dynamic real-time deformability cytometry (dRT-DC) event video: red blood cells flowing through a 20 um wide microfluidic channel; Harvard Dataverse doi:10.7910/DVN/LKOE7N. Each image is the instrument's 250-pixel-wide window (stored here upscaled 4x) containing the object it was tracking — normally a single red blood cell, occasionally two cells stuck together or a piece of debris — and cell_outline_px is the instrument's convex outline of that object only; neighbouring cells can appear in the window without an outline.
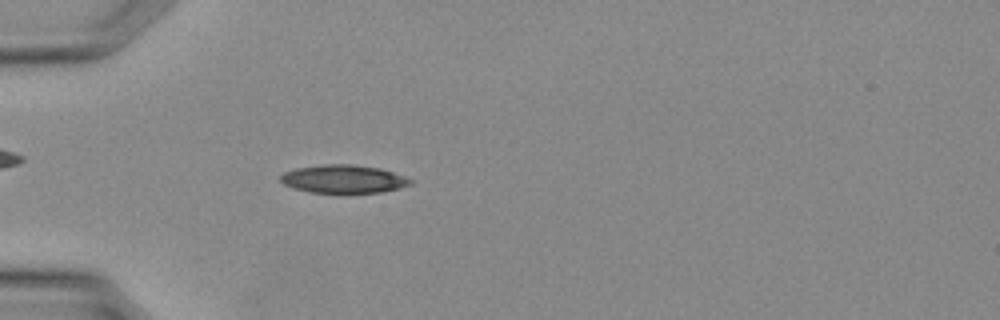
{"species": "Egyptian fruit bat (a non-hibernating species)", "species_latin": "Rousettus aegyptiacus", "temperature_condition": "warm", "stored_images_in_passage": 36, "camera_frame_rate_fps": 3000, "um_per_image_px": 0.085, "animal": {"sex": "female"}, "frame": {"image": 1, "passage_image": 11, "time_ms": 3.333, "image_size_px": [1000, 320], "cell_outline_px": [[412, 184], [380, 192], [308, 192], [284, 184], [280, 180], [280, 176], [284, 172], [296, 168], [324, 164], [352, 164], [380, 168], [404, 176], [412, 180]], "centroid_in_image_um": [29.18, 15.2], "position_along_channel_um": 55.8, "area_um2": 20.98}}
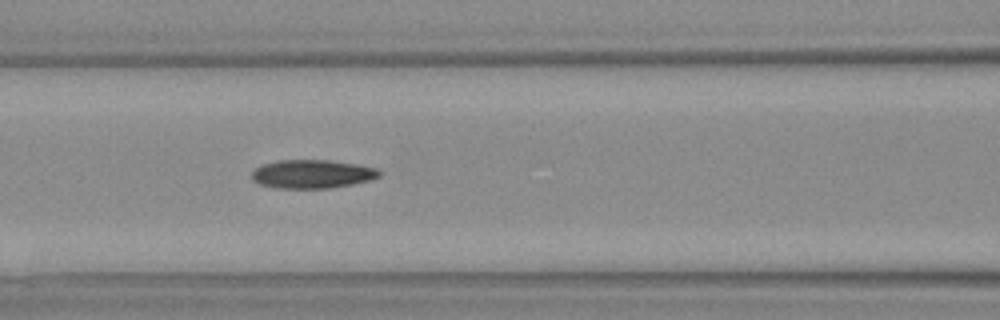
{"frame": {"image": 2, "passage_image": 16, "time_ms": 5.0, "image_size_px": [1000, 320], "cell_outline_px": [[384, 172], [380, 176], [368, 180], [352, 184], [328, 188], [276, 188], [260, 184], [252, 180], [252, 172], [256, 168], [264, 164], [276, 160], [328, 160], [356, 164], [380, 168]], "centroid_in_image_um": [26.57, 14.78], "position_along_channel_um": 140.0, "area_um2": 21.27}}